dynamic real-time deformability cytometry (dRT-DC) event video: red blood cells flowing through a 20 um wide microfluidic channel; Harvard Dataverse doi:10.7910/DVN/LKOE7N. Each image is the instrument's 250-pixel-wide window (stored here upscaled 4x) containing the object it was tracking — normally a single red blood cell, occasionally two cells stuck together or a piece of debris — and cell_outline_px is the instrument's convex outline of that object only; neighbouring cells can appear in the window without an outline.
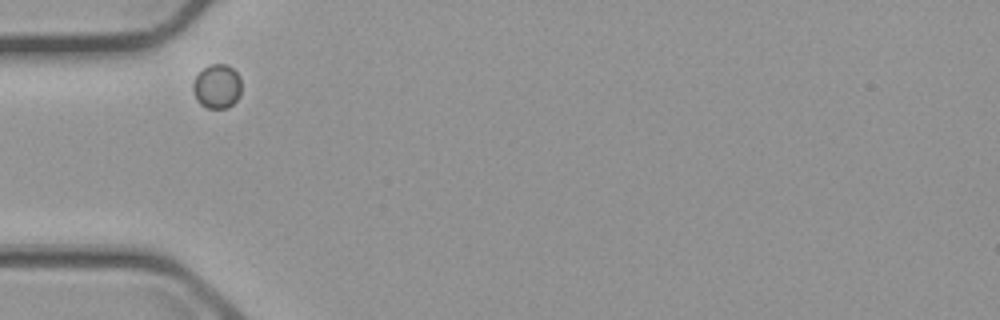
{"species": "common noctule bat (a hibernating species)", "species_latin": "Nyctalus noctula", "temperature_condition": "cold", "stored_images_in_passage": 2, "camera_frame_rate_fps": 3000, "um_per_image_px": 0.085, "animal": {"sex": "male", "body_mass_g": 23.1, "forearm_length_mm": 52.7}, "frame": {"image": 1, "passage_image": 1, "time_ms": 0.0, "image_size_px": [1000, 320], "cell_outline_px": [[240, 96], [228, 108], [208, 108], [200, 104], [196, 100], [192, 88], [192, 84], [196, 76], [204, 68], [212, 64], [228, 64], [240, 76]], "centroid_in_image_um": [18.44, 7.35], "position_along_channel_um": 66.6, "area_um2": 12.48}}
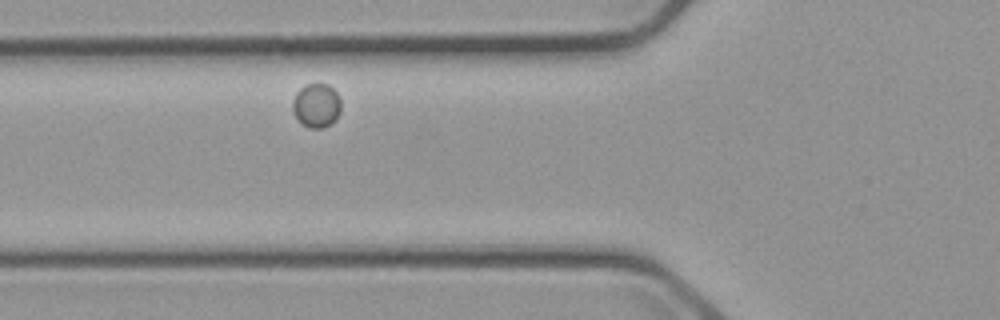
{"frame": {"image": 2, "passage_image": 2, "time_ms": 1.0, "image_size_px": [1000, 320], "cell_outline_px": [[340, 112], [336, 120], [332, 124], [324, 128], [312, 128], [304, 124], [296, 116], [292, 108], [292, 100], [296, 92], [300, 88], [308, 84], [328, 84], [336, 92], [340, 100]], "centroid_in_image_um": [26.91, 8.96], "position_along_channel_um": 98.9, "area_um2": 12.37}}